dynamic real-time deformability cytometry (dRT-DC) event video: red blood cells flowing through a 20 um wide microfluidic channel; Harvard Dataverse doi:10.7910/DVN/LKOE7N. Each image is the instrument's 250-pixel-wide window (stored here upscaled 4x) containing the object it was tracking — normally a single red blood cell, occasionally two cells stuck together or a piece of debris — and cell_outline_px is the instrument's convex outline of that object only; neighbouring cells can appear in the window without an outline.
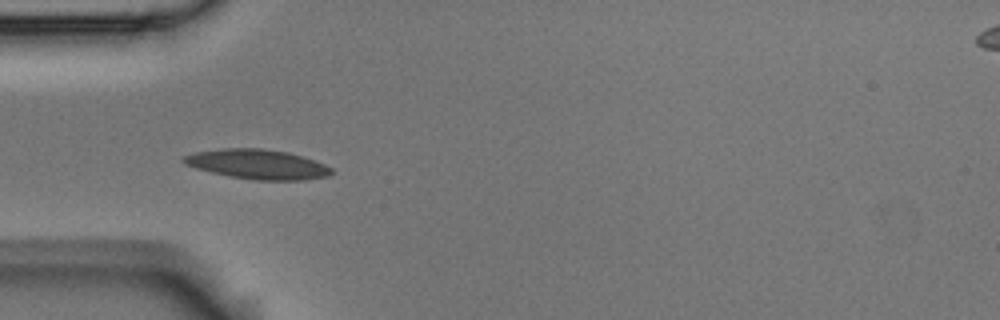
{"species": "Egyptian fruit bat (a non-hibernating species)", "species_latin": "Rousettus aegyptiacus", "temperature_condition": "room temperature", "stored_images_in_passage": 2, "camera_frame_rate_fps": 3000, "um_per_image_px": 0.085, "animal": {"sex": "male"}, "frame": {"image": 1, "passage_image": 1, "time_ms": 0.0, "image_size_px": [1000, 320], "cell_outline_px": [[332, 172], [328, 176], [304, 180], [256, 180], [232, 176], [212, 172], [196, 168], [184, 164], [180, 160], [184, 156], [196, 152], [224, 148], [260, 148], [288, 152], [324, 164], [332, 168]], "centroid_in_image_um": [21.87, 13.96], "position_along_channel_um": 63.1, "area_um2": 25.26}}
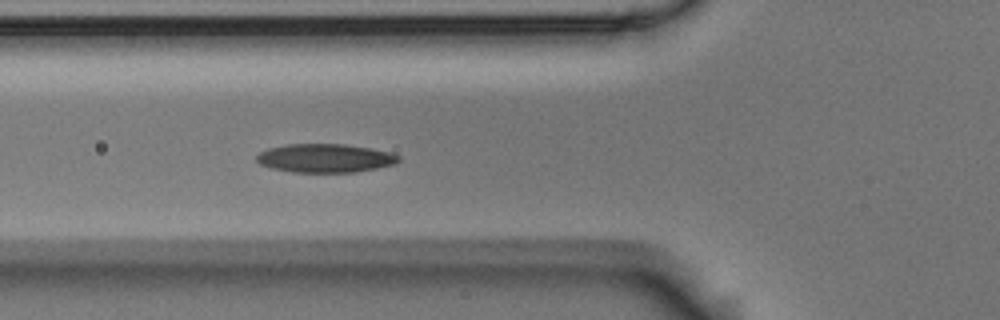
{"frame": {"image": 2, "passage_image": 2, "time_ms": 0.333, "image_size_px": [1000, 320], "cell_outline_px": [[400, 160], [396, 164], [356, 172], [292, 172], [272, 168], [260, 164], [256, 160], [256, 156], [260, 152], [268, 148], [288, 144], [344, 144], [392, 152], [400, 156]], "centroid_in_image_um": [27.65, 13.44], "position_along_channel_um": 98.2, "area_um2": 23.7}}